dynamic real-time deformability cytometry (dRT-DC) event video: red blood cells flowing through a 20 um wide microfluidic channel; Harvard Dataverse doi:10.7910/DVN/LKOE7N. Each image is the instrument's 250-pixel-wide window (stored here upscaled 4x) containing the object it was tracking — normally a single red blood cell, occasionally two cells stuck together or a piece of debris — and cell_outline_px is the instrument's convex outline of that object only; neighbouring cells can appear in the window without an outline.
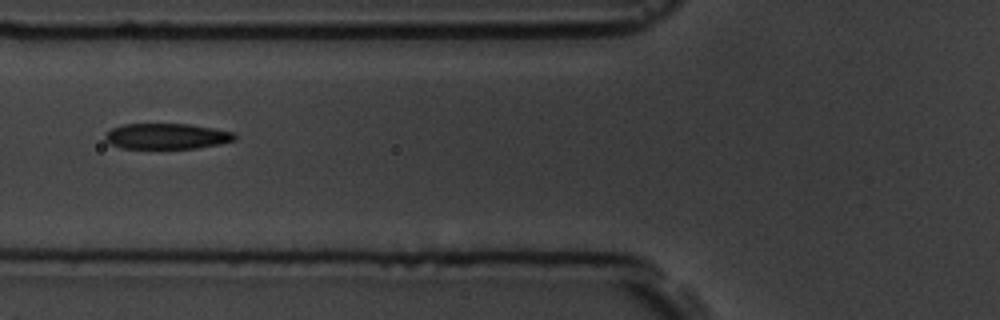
{"species": "common noctule bat (a hibernating species)", "species_latin": "Nyctalus noctula", "temperature_condition": "room temperature", "stored_images_in_passage": 9, "camera_frame_rate_fps": 3000, "um_per_image_px": 0.085, "animal": {"sex": "male", "body_mass_g": 19.5, "forearm_length_mm": 54.6}, "frame": {"image": 1, "passage_image": 6, "time_ms": 6.333, "image_size_px": [1000, 320], "cell_outline_px": [[236, 140], [220, 144], [196, 148], [120, 148], [108, 144], [104, 140], [104, 136], [112, 128], [124, 124], [188, 124], [212, 128], [232, 132], [236, 136]], "centroid_in_image_um": [14.13, 11.58], "position_along_channel_um": 111.7, "area_um2": 19.36}}
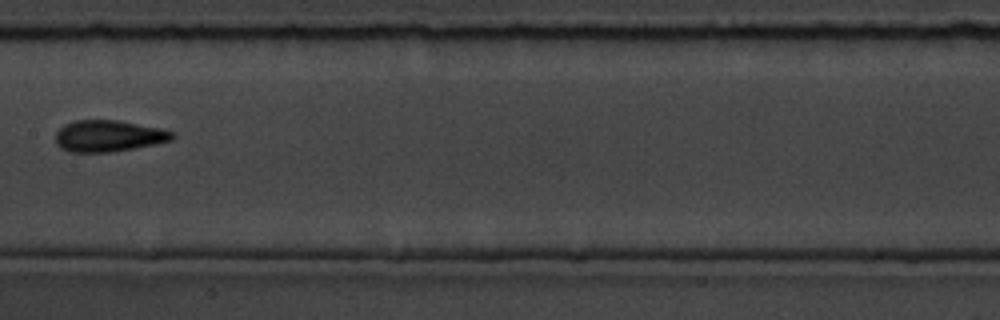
{"frame": {"image": 2, "passage_image": 8, "time_ms": 8.667, "image_size_px": [1000, 320], "cell_outline_px": [[176, 136], [172, 140], [132, 148], [108, 152], [68, 152], [60, 148], [56, 144], [56, 132], [64, 124], [76, 120], [120, 120], [160, 128], [176, 132]], "centroid_in_image_um": [9.22, 11.55], "position_along_channel_um": 198.2, "area_um2": 21.44}}
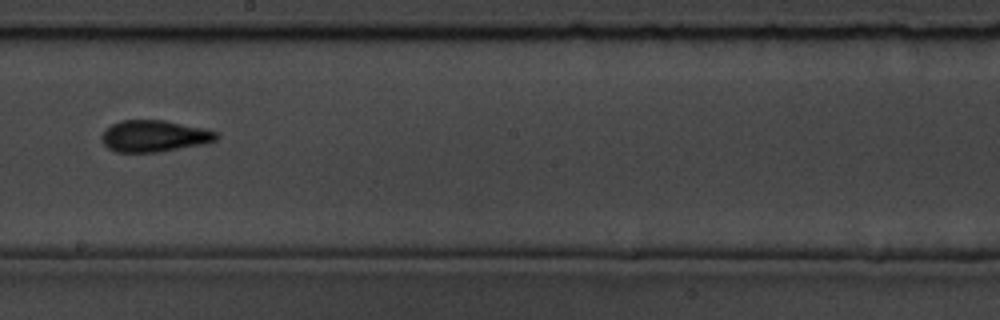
{"frame": {"image": 3, "passage_image": 9, "time_ms": 9.667, "image_size_px": [1000, 320], "cell_outline_px": [[220, 136], [216, 140], [204, 144], [160, 152], [116, 152], [108, 148], [104, 144], [100, 136], [104, 128], [120, 120], [164, 120], [204, 128], [216, 132]], "centroid_in_image_um": [13.09, 11.56], "position_along_channel_um": 235.1, "area_um2": 21.33}}